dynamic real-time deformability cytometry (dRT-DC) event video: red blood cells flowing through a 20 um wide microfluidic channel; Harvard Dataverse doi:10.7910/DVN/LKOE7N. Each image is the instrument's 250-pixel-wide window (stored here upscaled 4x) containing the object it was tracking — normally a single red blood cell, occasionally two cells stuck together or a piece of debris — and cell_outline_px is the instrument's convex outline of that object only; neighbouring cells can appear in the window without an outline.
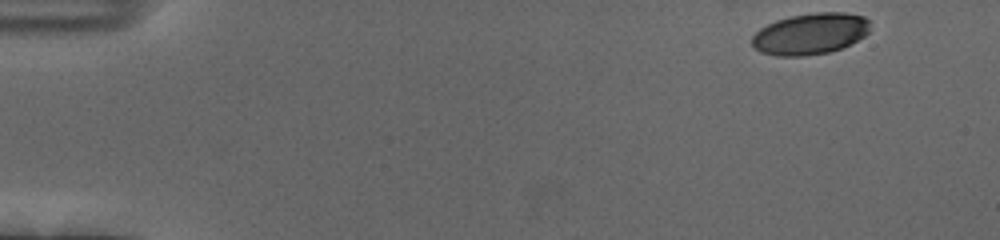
{"species": "human", "species_latin": "Homo sapiens", "temperature_condition": "cold", "stored_images_in_passage": 52, "camera_frame_rate_fps": 3000, "um_per_image_px": 0.085, "donor": {"sex": "female"}, "frame": {"image": 1, "passage_image": 1, "time_ms": 0.0, "image_size_px": [1000, 240], "cell_outline_px": [[868, 32], [864, 36], [840, 48], [828, 52], [804, 56], [776, 56], [760, 52], [752, 44], [752, 36], [760, 28], [776, 20], [792, 16], [816, 12], [844, 12], [864, 16], [868, 20]], "centroid_in_image_um": [68.85, 2.87], "position_along_channel_um": 16.2, "area_um2": 28.21}}
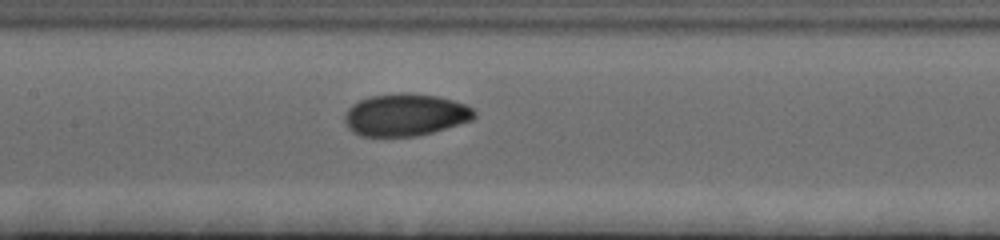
{"frame": {"image": 2, "passage_image": 24, "time_ms": 7.667, "image_size_px": [1000, 240], "cell_outline_px": [[476, 116], [472, 120], [432, 132], [416, 136], [360, 136], [352, 132], [348, 128], [344, 120], [344, 116], [348, 108], [352, 104], [368, 96], [400, 92], [408, 92], [436, 96], [452, 100], [464, 104], [472, 108], [476, 112]], "centroid_in_image_um": [34.42, 9.75], "position_along_channel_um": 173.0, "area_um2": 32.02}}
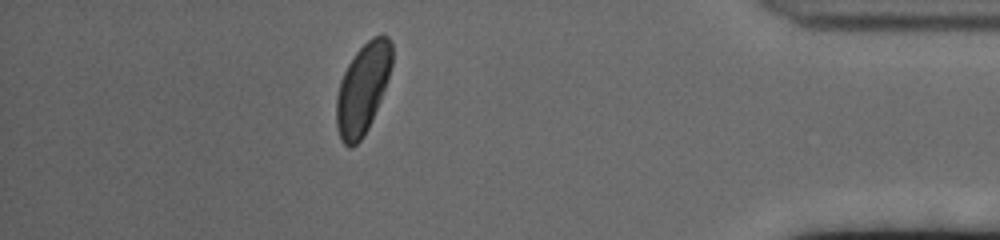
{"frame": {"image": 3, "passage_image": 46, "time_ms": 15.0, "image_size_px": [1000, 240], "cell_outline_px": [[392, 64], [380, 100], [372, 120], [364, 136], [352, 148], [348, 148], [340, 140], [336, 128], [336, 96], [344, 72], [348, 64], [356, 52], [372, 36], [388, 36], [392, 44]], "centroid_in_image_um": [30.81, 7.57], "position_along_channel_um": 404.4, "area_um2": 29.07}, "authors_computed_cell_mechanics": {"area_um2": 29.7959, "velocity_mm_per_s": 3.6772, "shape_relaxation_time_tau1_ms": 2.8624, "shape_relaxation_time_tau2_ms": 2.2563, "deformation_change_tau1": 0.1303, "deformation_change_tau2": 0.0399}}